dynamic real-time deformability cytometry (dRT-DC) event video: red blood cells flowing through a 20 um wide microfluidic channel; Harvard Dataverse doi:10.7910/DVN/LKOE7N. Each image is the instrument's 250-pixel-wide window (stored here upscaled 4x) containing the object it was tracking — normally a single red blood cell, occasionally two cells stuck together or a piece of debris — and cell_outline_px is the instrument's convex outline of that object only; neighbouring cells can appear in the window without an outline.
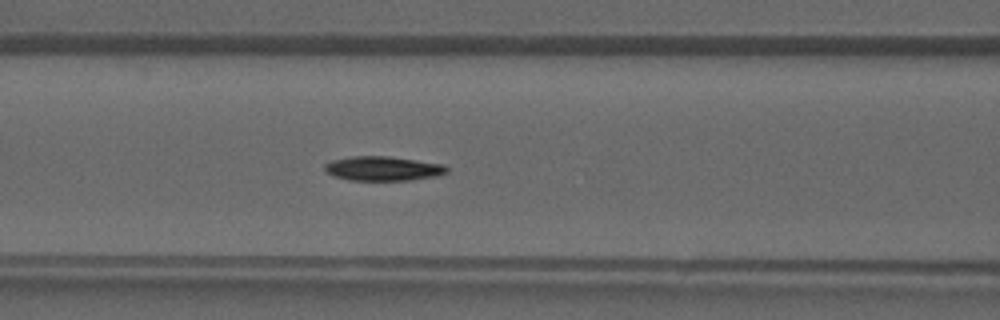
{"species": "common noctule bat (a hibernating species)", "species_latin": "Nyctalus noctula", "temperature_condition": "warm", "stored_images_in_passage": 32, "camera_frame_rate_fps": 3000, "um_per_image_px": 0.085, "animal": {"sex": "male", "forearm_length_mm": 52.5}, "frame": {"image": 1, "passage_image": 7, "time_ms": 2.0, "image_size_px": [1000, 320], "cell_outline_px": [[448, 172], [436, 176], [408, 180], [348, 180], [332, 176], [324, 172], [324, 164], [332, 160], [352, 156], [388, 156], [444, 164], [448, 168]], "centroid_in_image_um": [32.51, 14.32], "position_along_channel_um": 134.1, "area_um2": 17.46}}
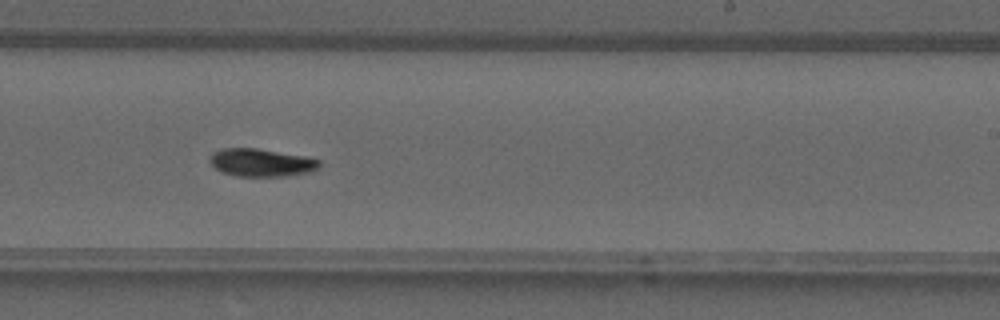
{"frame": {"image": 2, "passage_image": 15, "time_ms": 4.667, "image_size_px": [1000, 320], "cell_outline_px": [[320, 168], [312, 172], [288, 176], [236, 176], [224, 172], [216, 168], [208, 160], [208, 156], [212, 152], [224, 148], [256, 148], [304, 156], [320, 160]], "centroid_in_image_um": [22.22, 13.82], "position_along_channel_um": 266.8, "area_um2": 17.86}}
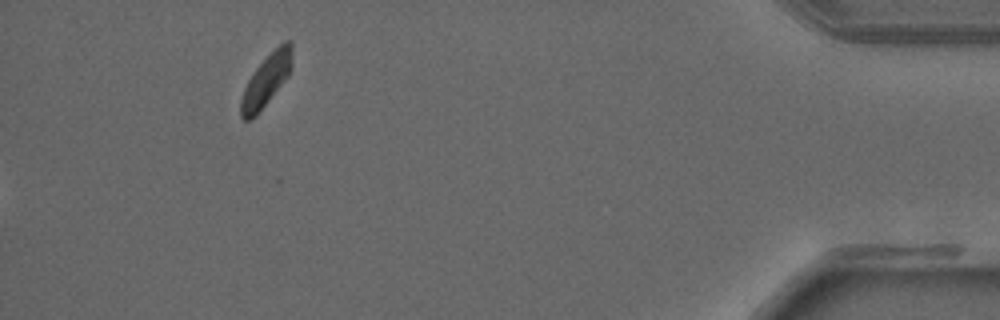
{"frame": {"image": 3, "passage_image": 32, "time_ms": 10.333, "image_size_px": [1000, 320], "cell_outline_px": [[292, 56], [288, 76], [256, 116], [248, 120], [244, 120], [240, 116], [240, 100], [244, 88], [248, 80], [256, 68], [284, 40], [288, 40], [292, 44]], "centroid_in_image_um": [22.6, 6.86], "position_along_channel_um": 412.6, "area_um2": 15.09}}